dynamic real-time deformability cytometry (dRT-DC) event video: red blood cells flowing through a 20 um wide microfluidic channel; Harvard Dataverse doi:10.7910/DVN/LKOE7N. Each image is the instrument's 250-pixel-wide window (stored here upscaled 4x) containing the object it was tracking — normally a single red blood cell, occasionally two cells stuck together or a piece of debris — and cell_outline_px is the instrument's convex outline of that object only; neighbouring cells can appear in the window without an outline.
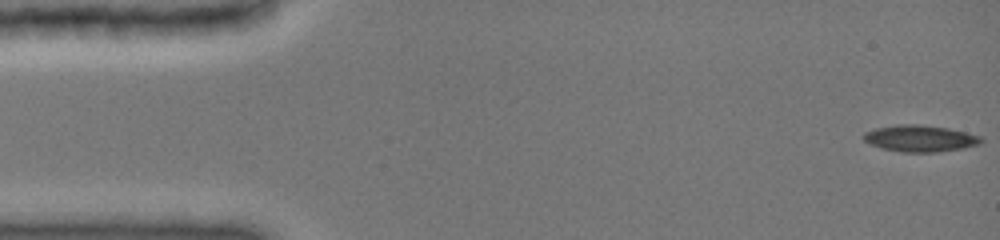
{"species": "common noctule bat (a hibernating species)", "species_latin": "Nyctalus noctula", "temperature_condition": "cold", "stored_images_in_passage": 88, "camera_frame_rate_fps": 3000, "um_per_image_px": 0.085, "animal": {"sex": "female", "body_mass_g": 19.0, "forearm_length_mm": 51.5}, "frame": {"image": 1, "passage_image": 1, "time_ms": 0.0, "image_size_px": [1000, 240], "cell_outline_px": [[984, 140], [980, 144], [964, 148], [936, 152], [904, 152], [880, 148], [864, 140], [864, 132], [876, 128], [896, 124], [920, 124], [948, 128], [980, 136]], "centroid_in_image_um": [78.22, 11.76], "position_along_channel_um": 6.8, "area_um2": 18.15}}
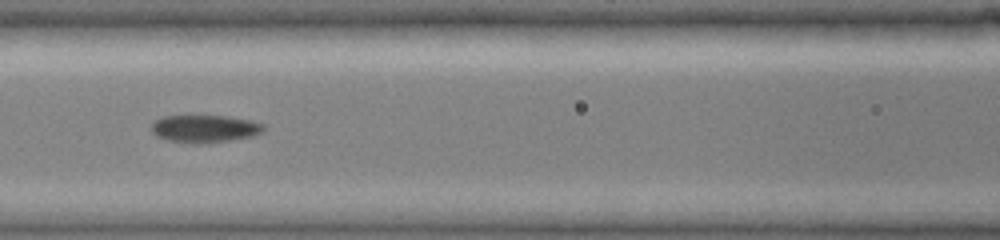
{"frame": {"image": 2, "passage_image": 44, "time_ms": 6.667, "image_size_px": [1000, 240], "cell_outline_px": [[264, 128], [260, 132], [252, 136], [228, 140], [200, 144], [192, 144], [168, 140], [156, 136], [152, 132], [152, 124], [156, 120], [164, 116], [228, 116], [252, 120], [264, 124]], "centroid_in_image_um": [17.39, 10.94], "position_along_channel_um": 149.2, "area_um2": 17.92}}
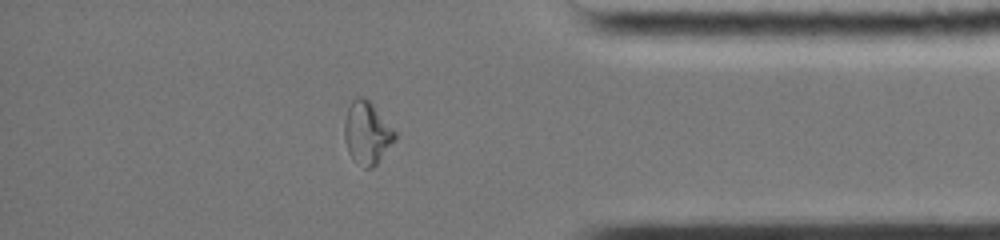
{"frame": {"image": 3, "passage_image": 76, "time_ms": 13.333, "image_size_px": [1000, 240], "cell_outline_px": [[396, 140], [376, 164], [372, 168], [364, 168], [348, 152], [344, 136], [344, 120], [348, 108], [352, 100], [356, 96], [360, 96], [368, 100], [372, 104], [396, 132]], "centroid_in_image_um": [31.19, 11.29], "position_along_channel_um": 404.0, "area_um2": 18.15}, "authors_computed_cell_mechanics": {"area_um2": 17.8313, "velocity_mm_per_s": 3.997, "shape_relaxation_time_tau1_ms": null, "shape_relaxation_time_tau2_ms": 2.5968, "deformation_change_tau1": null, "deformation_change_tau2": 0.0731}}